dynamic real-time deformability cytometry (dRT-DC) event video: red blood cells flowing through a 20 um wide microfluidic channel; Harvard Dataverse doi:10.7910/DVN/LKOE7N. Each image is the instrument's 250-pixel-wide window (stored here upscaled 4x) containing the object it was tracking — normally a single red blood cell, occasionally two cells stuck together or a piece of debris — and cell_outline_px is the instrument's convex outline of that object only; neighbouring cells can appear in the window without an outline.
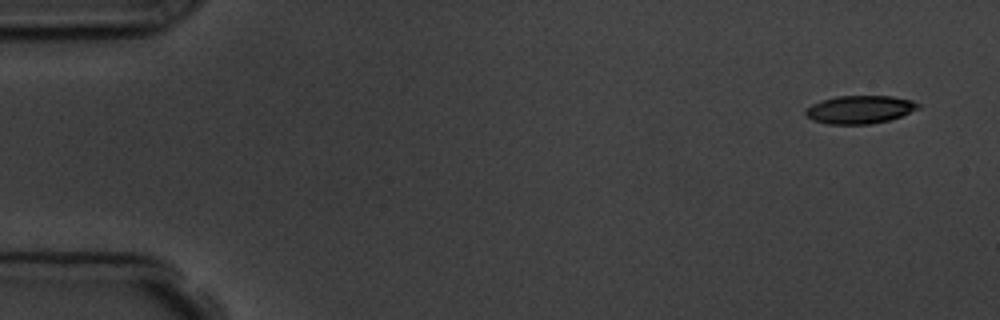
{"species": "common noctule bat (a hibernating species)", "species_latin": "Nyctalus noctula", "temperature_condition": "room temperature", "stored_images_in_passage": 6, "camera_frame_rate_fps": 3000, "um_per_image_px": 0.085, "animal": {"sex": "male", "body_mass_g": 19.5, "forearm_length_mm": 54.6}, "frame": {"image": 1, "passage_image": 1, "time_ms": 0.0, "image_size_px": [1000, 320], "cell_outline_px": [[920, 108], [900, 116], [888, 120], [868, 124], [828, 124], [812, 120], [804, 112], [812, 104], [820, 100], [836, 96], [892, 96], [912, 100], [920, 104]], "centroid_in_image_um": [73.08, 9.3], "position_along_channel_um": 11.9, "area_um2": 18.32}}
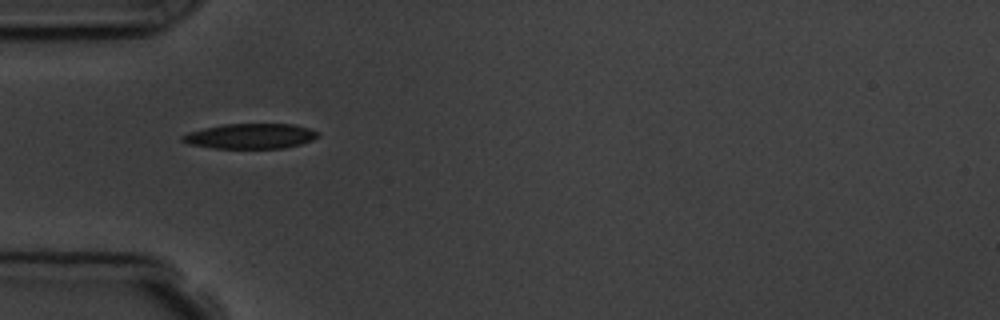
{"frame": {"image": 2, "passage_image": 5, "time_ms": 4.667, "image_size_px": [1000, 320], "cell_outline_px": [[320, 136], [312, 140], [300, 144], [284, 148], [212, 148], [188, 144], [180, 140], [180, 136], [188, 132], [204, 128], [224, 124], [292, 124], [308, 128], [320, 132]], "centroid_in_image_um": [21.27, 11.57], "position_along_channel_um": 63.7, "area_um2": 19.94}}